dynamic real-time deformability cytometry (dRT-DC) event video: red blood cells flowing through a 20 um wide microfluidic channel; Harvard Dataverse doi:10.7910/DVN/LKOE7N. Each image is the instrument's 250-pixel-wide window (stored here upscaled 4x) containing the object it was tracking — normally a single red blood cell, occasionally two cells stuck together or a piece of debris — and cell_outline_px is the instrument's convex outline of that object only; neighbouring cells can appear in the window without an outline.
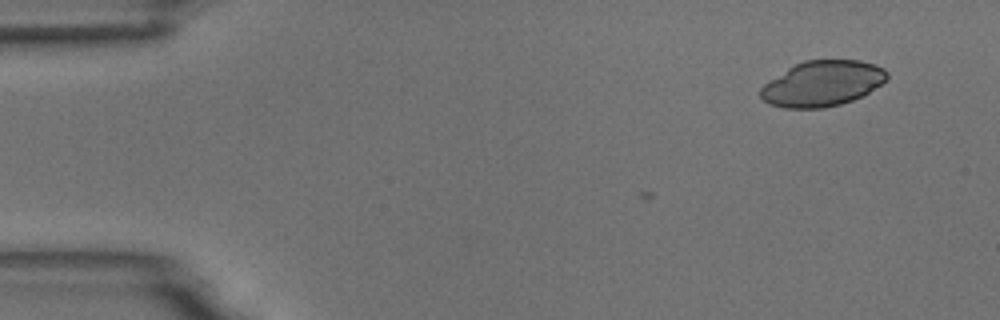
{"species": "common noctule bat (a hibernating species)", "species_latin": "Nyctalus noctula", "temperature_condition": "room temperature", "stored_images_in_passage": 5, "camera_frame_rate_fps": 3000, "um_per_image_px": 0.085, "animal": {"sex": "male", "body_mass_g": 18.8}, "frame": {"image": 1, "passage_image": 1, "time_ms": 0.0, "image_size_px": [1000, 320], "cell_outline_px": [[888, 80], [868, 92], [852, 100], [840, 104], [824, 108], [784, 108], [768, 104], [760, 96], [760, 88], [764, 84], [788, 68], [804, 60], [860, 60], [884, 68], [888, 72]], "centroid_in_image_um": [69.9, 7.1], "position_along_channel_um": 15.1, "area_um2": 33.41}}